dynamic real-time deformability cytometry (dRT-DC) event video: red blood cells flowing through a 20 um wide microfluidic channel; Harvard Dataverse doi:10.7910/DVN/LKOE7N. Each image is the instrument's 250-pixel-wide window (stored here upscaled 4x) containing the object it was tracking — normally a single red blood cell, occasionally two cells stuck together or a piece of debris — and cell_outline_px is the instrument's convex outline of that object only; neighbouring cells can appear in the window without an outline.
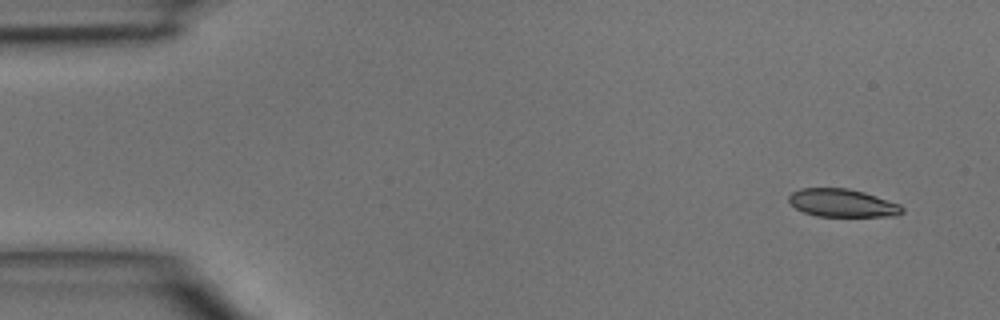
{"species": "common noctule bat (a hibernating species)", "species_latin": "Nyctalus noctula", "temperature_condition": "room temperature", "stored_images_in_passage": 4, "camera_frame_rate_fps": 3000, "um_per_image_px": 0.085, "animal": {"sex": "male", "body_mass_g": 15.6}, "frame": {"image": 1, "passage_image": 1, "time_ms": 0.0, "image_size_px": [1000, 320], "cell_outline_px": [[904, 212], [896, 216], [816, 216], [804, 212], [796, 208], [788, 200], [788, 196], [792, 192], [800, 188], [848, 188], [864, 192], [900, 204], [904, 208]], "centroid_in_image_um": [71.61, 17.25], "position_along_channel_um": 13.4, "area_um2": 18.5}}
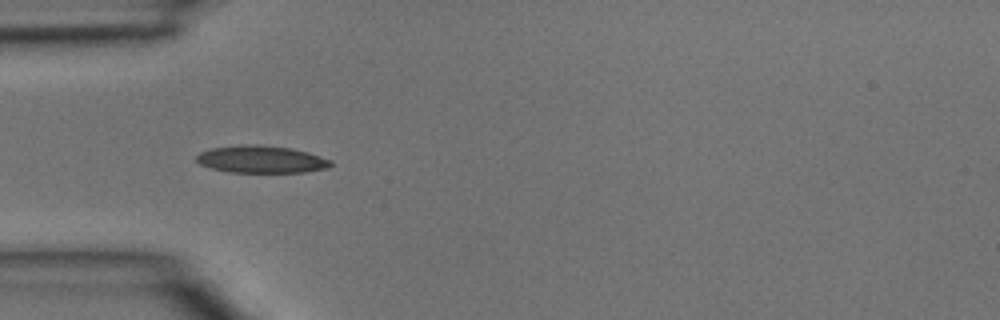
{"frame": {"image": 2, "passage_image": 4, "time_ms": 1.0, "image_size_px": [1000, 320], "cell_outline_px": [[332, 164], [328, 168], [304, 172], [228, 172], [212, 168], [200, 164], [196, 160], [196, 156], [200, 152], [212, 148], [240, 144], [260, 144], [288, 148], [308, 152], [332, 160]], "centroid_in_image_um": [22.2, 13.54], "position_along_channel_um": 62.8, "area_um2": 21.39}}